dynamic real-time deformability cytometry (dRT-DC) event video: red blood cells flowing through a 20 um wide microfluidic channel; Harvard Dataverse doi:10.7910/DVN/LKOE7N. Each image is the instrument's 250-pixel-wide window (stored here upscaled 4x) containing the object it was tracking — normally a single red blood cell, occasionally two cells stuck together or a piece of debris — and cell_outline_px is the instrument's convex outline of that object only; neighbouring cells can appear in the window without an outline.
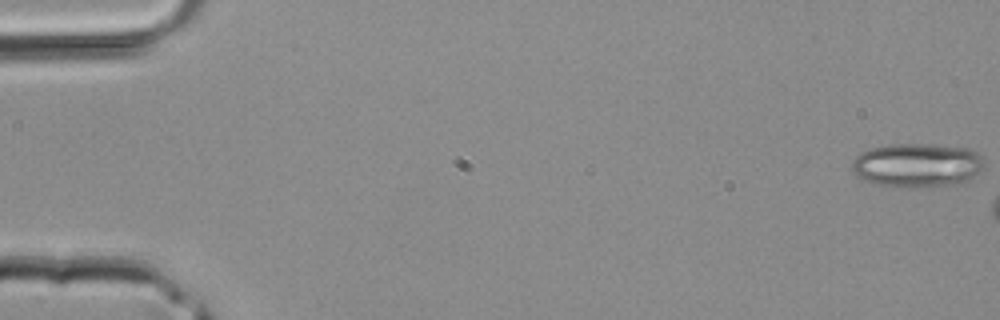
{"species": "common noctule bat (a hibernating species)", "species_latin": "Nyctalus noctula", "temperature_condition": "room temperature", "stored_images_in_passage": 6, "camera_frame_rate_fps": 3000, "um_per_image_px": 0.085, "animal": {"sex": "male", "body_mass_g": 20.4}, "frame": {"image": 1, "passage_image": 1, "time_ms": 0.0, "image_size_px": [1000, 320], "cell_outline_px": [[984, 168], [980, 172], [964, 184], [876, 184], [864, 180], [856, 176], [852, 168], [852, 160], [860, 152], [868, 148], [892, 144], [932, 144], [968, 148], [976, 152], [984, 160]], "centroid_in_image_um": [77.98, 13.98], "position_along_channel_um": 7.0, "area_um2": 33.23}}